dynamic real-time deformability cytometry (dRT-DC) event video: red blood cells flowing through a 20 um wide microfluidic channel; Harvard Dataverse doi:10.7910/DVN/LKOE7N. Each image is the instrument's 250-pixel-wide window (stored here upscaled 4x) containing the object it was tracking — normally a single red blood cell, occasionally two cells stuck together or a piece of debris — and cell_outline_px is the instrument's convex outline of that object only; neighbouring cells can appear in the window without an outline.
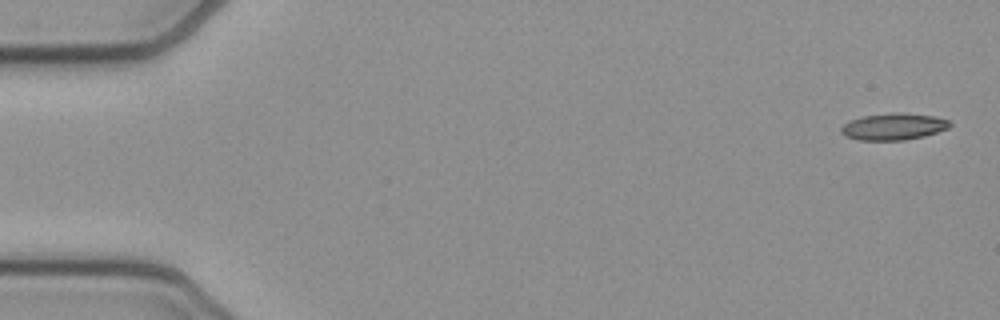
{"species": "common noctule bat (a hibernating species)", "species_latin": "Nyctalus noctula", "temperature_condition": "cold", "stored_images_in_passage": 51, "camera_frame_rate_fps": 3000, "um_per_image_px": 0.085, "animal": {"sex": "female", "body_mass_g": 21.9}, "frame": {"image": 1, "passage_image": 1, "time_ms": 0.0, "image_size_px": [1000, 320], "cell_outline_px": [[952, 124], [948, 128], [924, 136], [904, 140], [860, 140], [844, 136], [840, 132], [840, 128], [844, 124], [852, 120], [864, 116], [892, 112], [904, 112], [936, 116], [948, 120]], "centroid_in_image_um": [75.96, 10.75], "position_along_channel_um": 9.0, "area_um2": 16.99}}
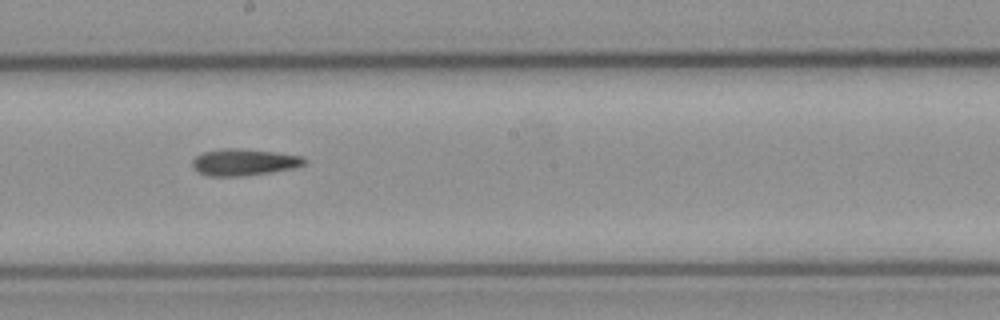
{"frame": {"image": 2, "passage_image": 28, "time_ms": 9.0, "image_size_px": [1000, 320], "cell_outline_px": [[308, 160], [304, 164], [296, 168], [272, 172], [244, 176], [208, 176], [196, 172], [192, 168], [192, 160], [196, 156], [204, 152], [220, 148], [236, 148], [276, 152], [304, 156]], "centroid_in_image_um": [20.74, 13.79], "position_along_channel_um": 227.5, "area_um2": 17.74}}
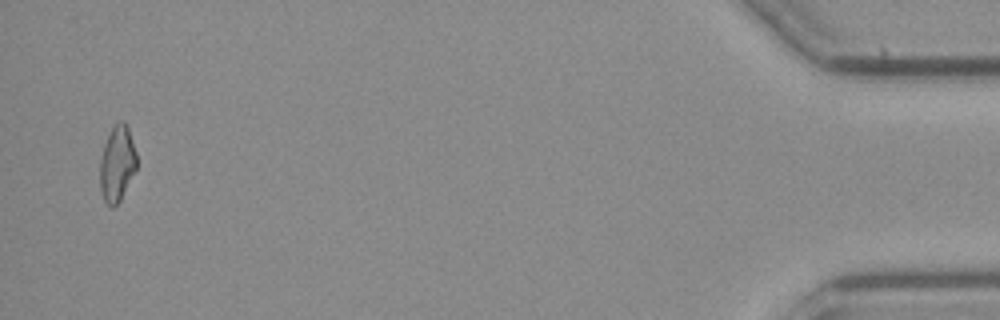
{"frame": {"image": 3, "passage_image": 50, "time_ms": 16.333, "image_size_px": [1000, 320], "cell_outline_px": [[136, 168], [120, 200], [112, 208], [104, 200], [100, 192], [100, 160], [104, 144], [112, 128], [120, 120], [124, 120], [128, 124], [136, 152]], "centroid_in_image_um": [9.95, 13.88], "position_along_channel_um": 425.2, "area_um2": 16.13}}